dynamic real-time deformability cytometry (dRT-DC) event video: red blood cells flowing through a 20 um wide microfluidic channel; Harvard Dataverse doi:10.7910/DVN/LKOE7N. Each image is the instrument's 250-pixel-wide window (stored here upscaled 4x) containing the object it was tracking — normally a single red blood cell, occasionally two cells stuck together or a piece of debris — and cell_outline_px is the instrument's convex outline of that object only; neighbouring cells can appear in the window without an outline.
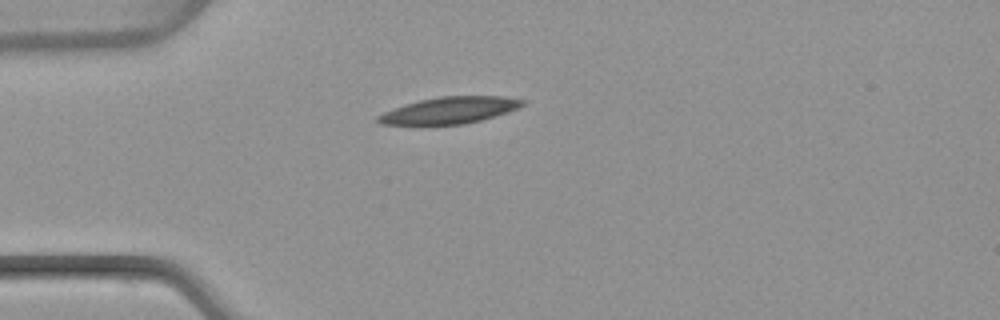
{"species": "common noctule bat (a hibernating species)", "species_latin": "Nyctalus noctula", "temperature_condition": "warm", "stored_images_in_passage": 40, "camera_frame_rate_fps": 3000, "um_per_image_px": 0.085, "animal": {"sex": "female", "body_mass_g": 22.7, "forearm_length_mm": 54.2}, "frame": {"image": 1, "passage_image": 1, "time_ms": 0.0, "image_size_px": [1000, 320], "cell_outline_px": [[524, 104], [516, 108], [480, 120], [464, 124], [380, 124], [376, 120], [376, 116], [384, 112], [404, 104], [420, 100], [440, 96], [504, 96], [524, 100]], "centroid_in_image_um": [38.16, 9.36], "position_along_channel_um": 46.8, "area_um2": 21.96}}
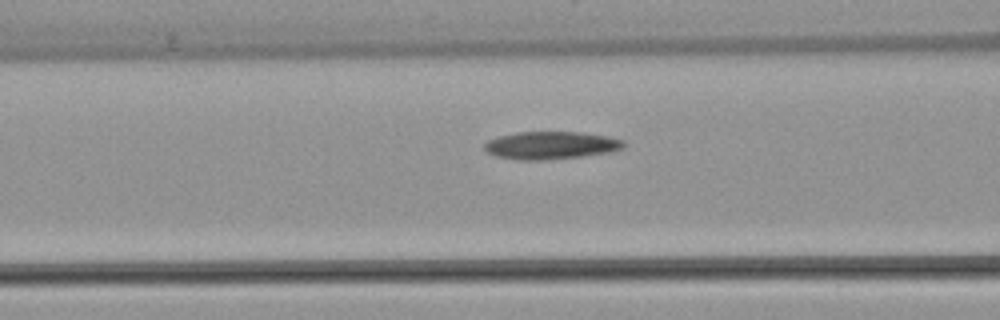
{"frame": {"image": 2, "passage_image": 8, "time_ms": 2.333, "image_size_px": [1000, 320], "cell_outline_px": [[624, 148], [608, 152], [580, 156], [544, 160], [516, 160], [496, 156], [488, 152], [484, 148], [484, 144], [488, 140], [500, 136], [516, 132], [580, 132], [608, 136], [624, 140]], "centroid_in_image_um": [46.81, 12.35], "position_along_channel_um": 119.8, "area_um2": 22.37}}
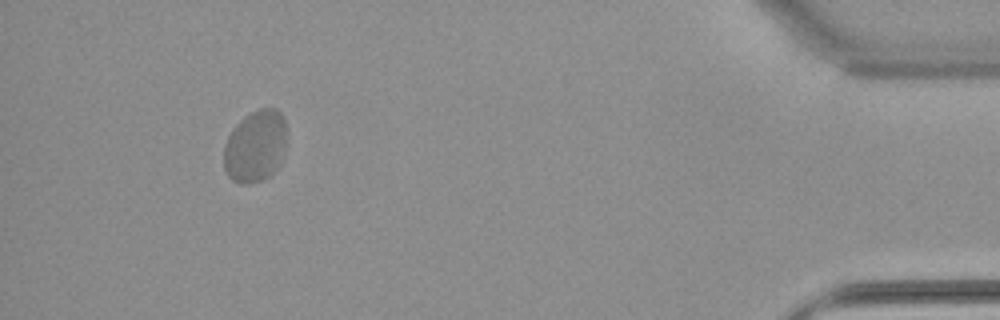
{"frame": {"image": 3, "passage_image": 36, "time_ms": 11.667, "image_size_px": [1000, 320], "cell_outline_px": [[288, 140], [280, 160], [272, 176], [264, 180], [248, 184], [240, 184], [232, 180], [228, 176], [224, 168], [224, 144], [232, 128], [244, 116], [256, 108], [276, 108], [284, 116]], "centroid_in_image_um": [21.72, 12.42], "position_along_channel_um": 413.5, "area_um2": 27.05}}